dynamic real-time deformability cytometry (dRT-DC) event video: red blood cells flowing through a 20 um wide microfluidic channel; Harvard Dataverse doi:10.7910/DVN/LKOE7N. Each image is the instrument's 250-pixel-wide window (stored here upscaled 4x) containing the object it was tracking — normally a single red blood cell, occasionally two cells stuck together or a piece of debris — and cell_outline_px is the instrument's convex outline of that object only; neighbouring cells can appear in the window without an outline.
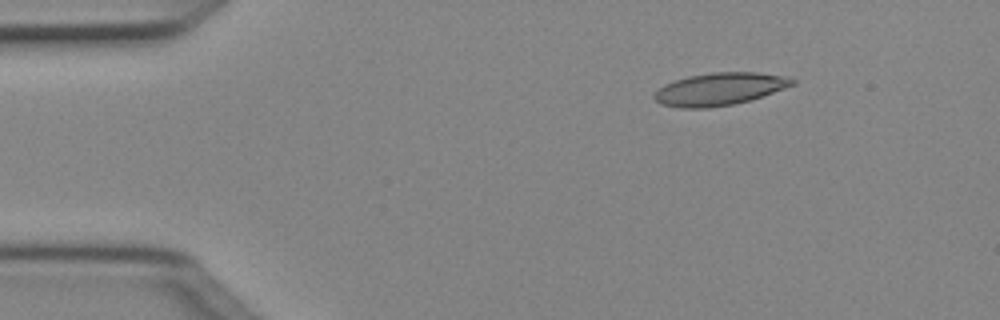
{"species": "Egyptian fruit bat (a non-hibernating species)", "species_latin": "Rousettus aegyptiacus", "temperature_condition": "cold", "stored_images_in_passage": 5, "camera_frame_rate_fps": 3000, "um_per_image_px": 0.085, "animal": {"sex": "female"}, "frame": {"image": 1, "passage_image": 2, "time_ms": 0.333, "image_size_px": [1000, 320], "cell_outline_px": [[796, 84], [748, 100], [732, 104], [708, 108], [680, 108], [660, 104], [652, 96], [664, 84], [688, 76], [712, 72], [756, 72], [784, 76], [796, 80]], "centroid_in_image_um": [61.13, 7.56], "position_along_channel_um": 23.9, "area_um2": 25.89}}
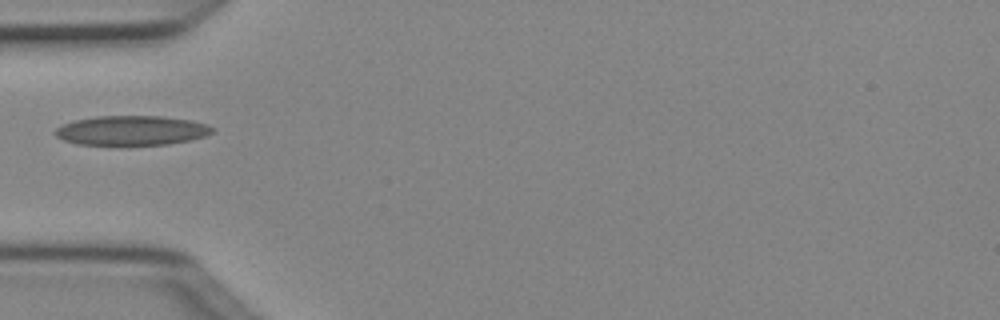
{"frame": {"image": 2, "passage_image": 4, "time_ms": 1.0, "image_size_px": [1000, 320], "cell_outline_px": [[216, 128], [212, 132], [204, 136], [188, 140], [168, 144], [76, 144], [64, 140], [56, 136], [56, 128], [72, 120], [96, 116], [160, 116], [192, 120], [208, 124]], "centroid_in_image_um": [11.2, 11.07], "position_along_channel_um": 73.8, "area_um2": 26.88}}
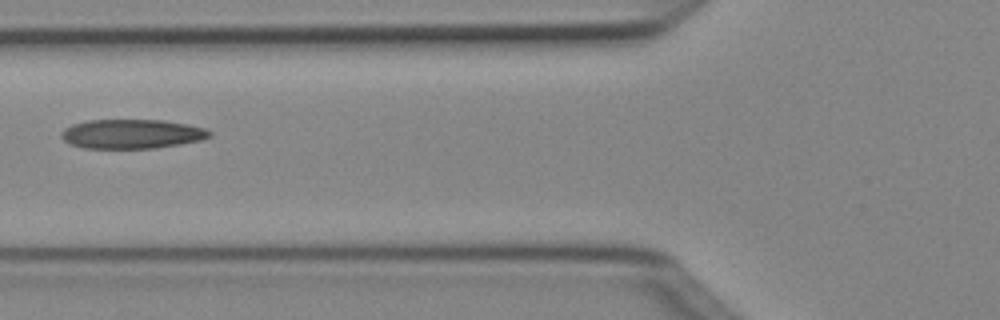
{"frame": {"image": 3, "passage_image": 5, "time_ms": 1.333, "image_size_px": [1000, 320], "cell_outline_px": [[212, 136], [200, 140], [180, 144], [156, 148], [84, 148], [68, 144], [60, 136], [60, 132], [64, 128], [72, 124], [88, 120], [164, 120], [188, 124], [204, 128], [212, 132]], "centroid_in_image_um": [11.18, 11.38], "position_along_channel_um": 114.6, "area_um2": 25.49}}